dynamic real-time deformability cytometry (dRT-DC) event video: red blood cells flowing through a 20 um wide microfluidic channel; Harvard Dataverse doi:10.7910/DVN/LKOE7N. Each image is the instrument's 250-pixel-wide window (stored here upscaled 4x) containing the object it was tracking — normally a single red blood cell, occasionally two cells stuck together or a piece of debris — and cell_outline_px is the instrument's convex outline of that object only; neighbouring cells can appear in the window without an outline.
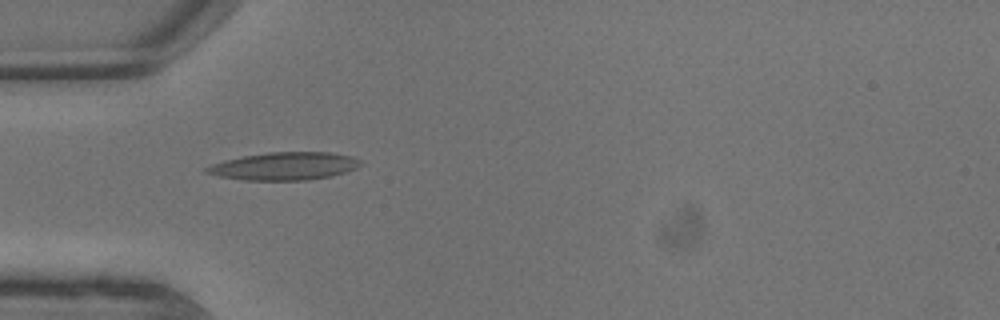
{"species": "common noctule bat (a hibernating species)", "species_latin": "Nyctalus noctula", "temperature_condition": "warm", "stored_images_in_passage": 7, "camera_frame_rate_fps": 3000, "um_per_image_px": 0.085, "animal": {"sex": "male", "body_mass_g": 13.3}, "frame": {"image": 1, "passage_image": 6, "time_ms": 1.667, "image_size_px": [1000, 320], "cell_outline_px": [[364, 164], [356, 168], [332, 176], [308, 180], [244, 180], [220, 176], [204, 172], [204, 168], [212, 164], [224, 160], [244, 156], [268, 152], [328, 152], [352, 156], [360, 160]], "centroid_in_image_um": [24.19, 14.12], "position_along_channel_um": 60.8, "area_um2": 24.91}}
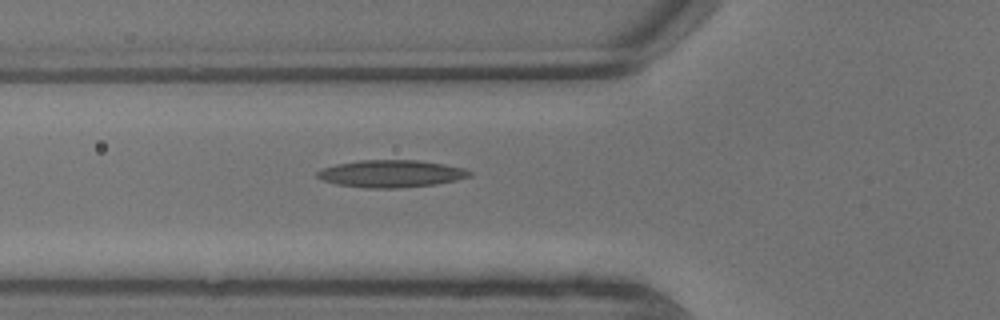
{"frame": {"image": 2, "passage_image": 7, "time_ms": 2.0, "image_size_px": [1000, 320], "cell_outline_px": [[472, 176], [456, 180], [436, 184], [396, 188], [364, 188], [336, 184], [320, 180], [316, 176], [316, 172], [320, 168], [336, 164], [360, 160], [420, 160], [444, 164], [464, 168], [472, 172]], "centroid_in_image_um": [33.21, 14.76], "position_along_channel_um": 92.6, "area_um2": 24.45}}